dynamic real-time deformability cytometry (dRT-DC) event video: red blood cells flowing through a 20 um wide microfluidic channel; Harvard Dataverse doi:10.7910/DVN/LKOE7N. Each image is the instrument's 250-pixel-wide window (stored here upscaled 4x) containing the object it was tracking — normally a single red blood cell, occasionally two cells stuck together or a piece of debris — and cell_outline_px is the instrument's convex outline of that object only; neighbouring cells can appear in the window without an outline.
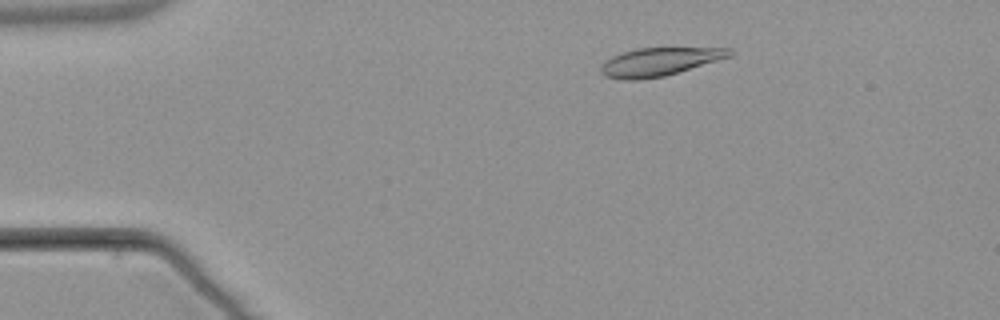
{"species": "common noctule bat (a hibernating species)", "species_latin": "Nyctalus noctula", "temperature_condition": "warm", "stored_images_in_passage": 5, "camera_frame_rate_fps": 3000, "um_per_image_px": 0.085, "animal": {"sex": "male", "body_mass_g": 21.5, "forearm_length_mm": 52.0}, "frame": {"image": 1, "passage_image": 3, "time_ms": 2.333, "image_size_px": [1000, 320], "cell_outline_px": [[732, 56], [664, 76], [636, 80], [624, 80], [604, 76], [600, 72], [600, 68], [612, 56], [636, 48], [732, 48]], "centroid_in_image_um": [56.05, 5.25], "position_along_channel_um": 29.0, "area_um2": 20.87}}
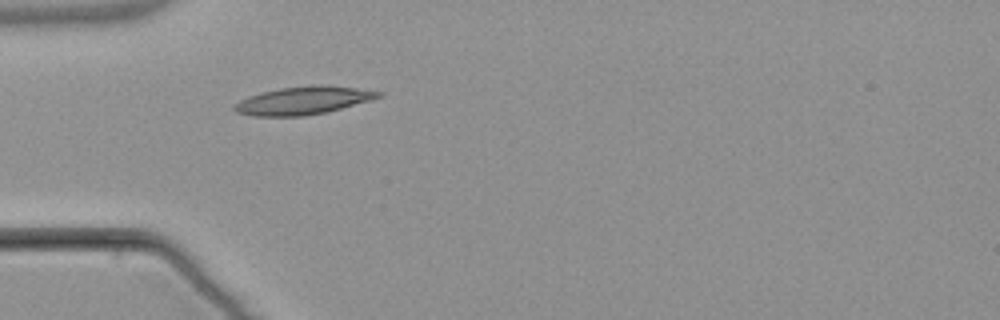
{"frame": {"image": 2, "passage_image": 5, "time_ms": 4.667, "image_size_px": [1000, 320], "cell_outline_px": [[384, 96], [328, 112], [304, 116], [252, 116], [236, 112], [232, 108], [232, 104], [248, 96], [260, 92], [280, 88], [320, 84], [356, 88], [384, 92]], "centroid_in_image_um": [25.75, 8.54], "position_along_channel_um": 59.2, "area_um2": 23.64}}